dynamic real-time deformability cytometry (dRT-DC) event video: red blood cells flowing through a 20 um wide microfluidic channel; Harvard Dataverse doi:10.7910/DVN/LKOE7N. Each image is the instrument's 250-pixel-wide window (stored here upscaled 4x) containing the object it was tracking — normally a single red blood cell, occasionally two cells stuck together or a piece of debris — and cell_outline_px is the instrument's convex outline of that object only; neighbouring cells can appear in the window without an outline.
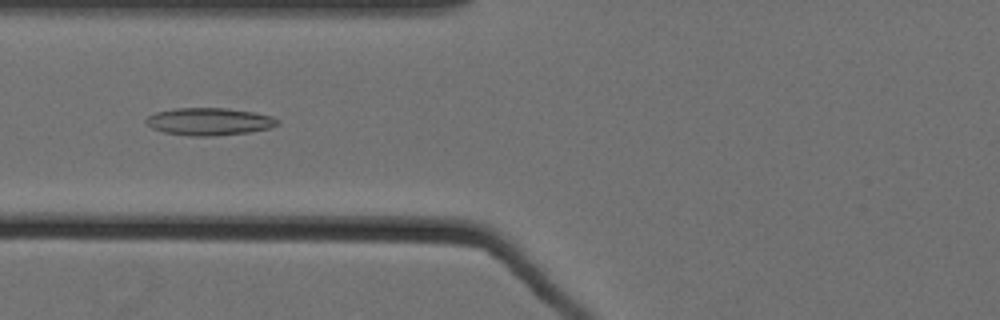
{"species": "Egyptian fruit bat (a non-hibernating species)", "species_latin": "Rousettus aegyptiacus", "temperature_condition": "cold", "stored_images_in_passage": 46, "camera_frame_rate_fps": 3000, "um_per_image_px": 0.085, "animal": {"sex": "female"}, "frame": {"image": 1, "passage_image": 13, "time_ms": 4.0, "image_size_px": [1000, 320], "cell_outline_px": [[280, 124], [272, 128], [248, 132], [212, 136], [188, 136], [164, 132], [152, 128], [144, 120], [148, 116], [156, 112], [176, 108], [224, 108], [252, 112], [272, 116], [280, 120]], "centroid_in_image_um": [17.8, 10.33], "position_along_channel_um": 108.0, "area_um2": 21.04}}
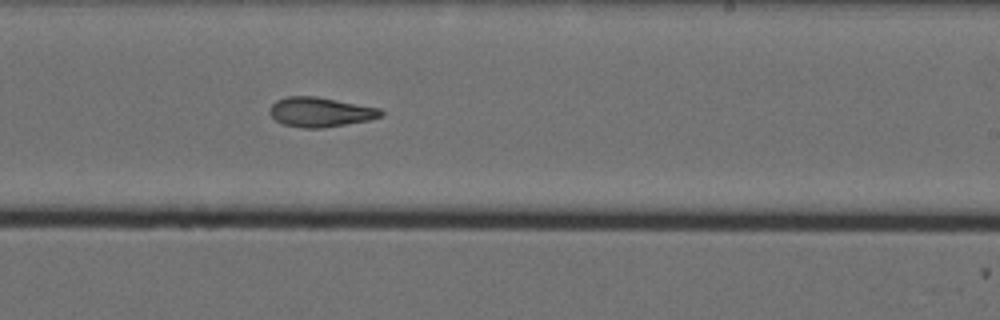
{"frame": {"image": 2, "passage_image": 26, "time_ms": 8.333, "image_size_px": [1000, 320], "cell_outline_px": [[384, 116], [368, 120], [324, 128], [304, 128], [284, 124], [276, 120], [268, 112], [272, 104], [276, 100], [288, 96], [316, 96], [380, 108], [384, 112]], "centroid_in_image_um": [27.24, 9.52], "position_along_channel_um": 261.8, "area_um2": 19.19}}
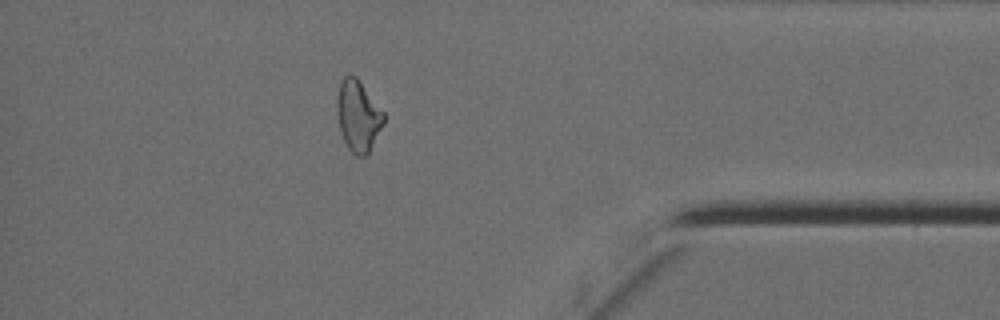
{"frame": {"image": 3, "passage_image": 40, "time_ms": 13.0, "image_size_px": [1000, 320], "cell_outline_px": [[384, 124], [368, 156], [356, 156], [348, 148], [340, 132], [336, 112], [336, 100], [340, 80], [348, 72], [356, 76], [384, 112]], "centroid_in_image_um": [30.43, 9.84], "position_along_channel_um": 404.8, "area_um2": 19.83}, "authors_computed_cell_mechanics": {"area_um2": 19.5364, "velocity_mm_per_s": 3.5332, "shape_relaxation_time_tau1_ms": null, "shape_relaxation_time_tau2_ms": 7.3735, "deformation_change_tau1": null, "deformation_change_tau2": 0.1714}}